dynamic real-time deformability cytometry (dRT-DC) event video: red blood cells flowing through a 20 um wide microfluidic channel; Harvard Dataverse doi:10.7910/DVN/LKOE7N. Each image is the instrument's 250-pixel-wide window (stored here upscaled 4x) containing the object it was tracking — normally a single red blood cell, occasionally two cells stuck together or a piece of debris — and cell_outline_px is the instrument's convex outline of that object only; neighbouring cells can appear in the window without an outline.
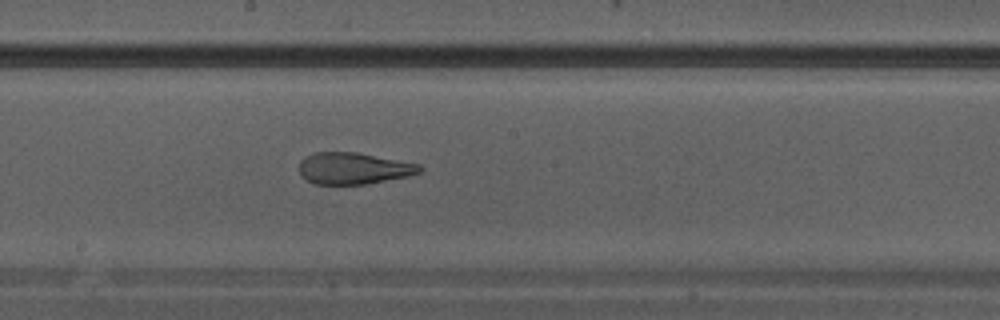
{"species": "Egyptian fruit bat (a non-hibernating species)", "species_latin": "Rousettus aegyptiacus", "temperature_condition": "warm", "stored_images_in_passage": 19, "camera_frame_rate_fps": 3000, "um_per_image_px": 0.085, "animal": {"sex": "male"}, "frame": {"image": 1, "passage_image": 11, "time_ms": 3.333, "image_size_px": [1000, 320], "cell_outline_px": [[424, 168], [420, 172], [408, 176], [368, 184], [312, 184], [300, 176], [300, 160], [304, 156], [312, 152], [356, 152], [420, 164]], "centroid_in_image_um": [30.02, 14.31], "position_along_channel_um": 218.2, "area_um2": 22.43}}
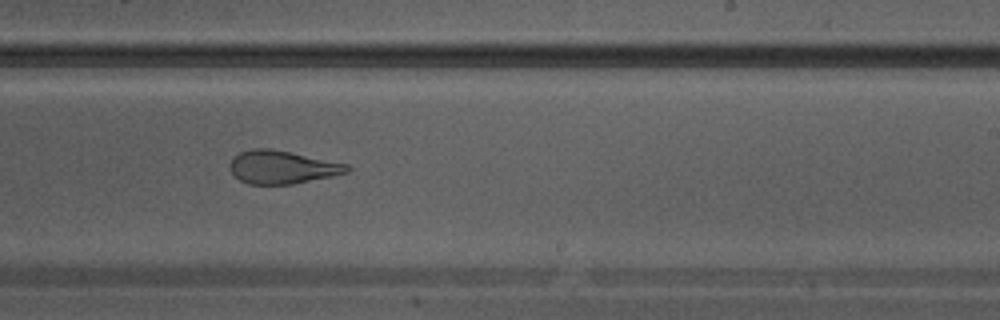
{"frame": {"image": 2, "passage_image": 13, "time_ms": 4.0, "image_size_px": [1000, 320], "cell_outline_px": [[352, 168], [348, 172], [332, 176], [292, 184], [248, 184], [240, 180], [228, 168], [232, 160], [240, 152], [252, 148], [272, 148], [348, 164]], "centroid_in_image_um": [23.99, 14.2], "position_along_channel_um": 265.0, "area_um2": 22.54}}